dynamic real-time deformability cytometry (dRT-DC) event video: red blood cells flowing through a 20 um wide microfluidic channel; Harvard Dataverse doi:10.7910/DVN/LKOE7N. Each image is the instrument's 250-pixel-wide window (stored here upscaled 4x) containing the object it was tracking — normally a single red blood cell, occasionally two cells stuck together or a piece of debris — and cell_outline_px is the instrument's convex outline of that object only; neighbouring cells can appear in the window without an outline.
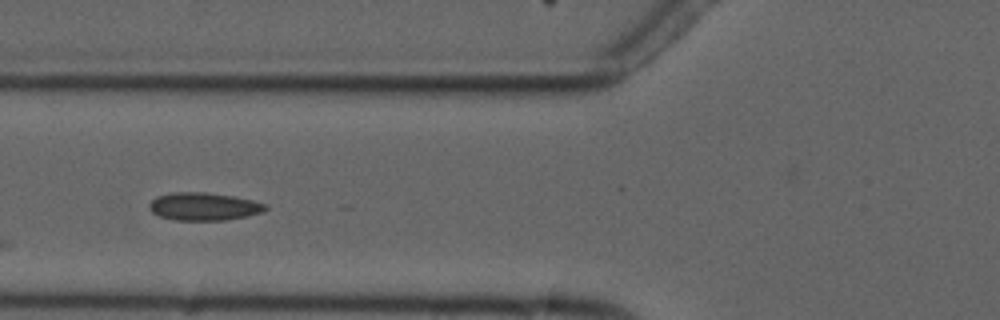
{"species": "common noctule bat (a hibernating species)", "species_latin": "Nyctalus noctula", "temperature_condition": "cold", "stored_images_in_passage": 10, "camera_frame_rate_fps": 3000, "um_per_image_px": 0.085, "animal": {"sex": "male", "forearm_length_mm": 52.5}, "frame": {"image": 1, "passage_image": 5, "time_ms": 5.667, "image_size_px": [1000, 320], "cell_outline_px": [[268, 208], [264, 212], [224, 220], [172, 220], [160, 216], [152, 212], [148, 208], [148, 204], [156, 196], [176, 192], [204, 192], [232, 196], [252, 200], [268, 204]], "centroid_in_image_um": [17.31, 17.55], "position_along_channel_um": 108.5, "area_um2": 18.84}}
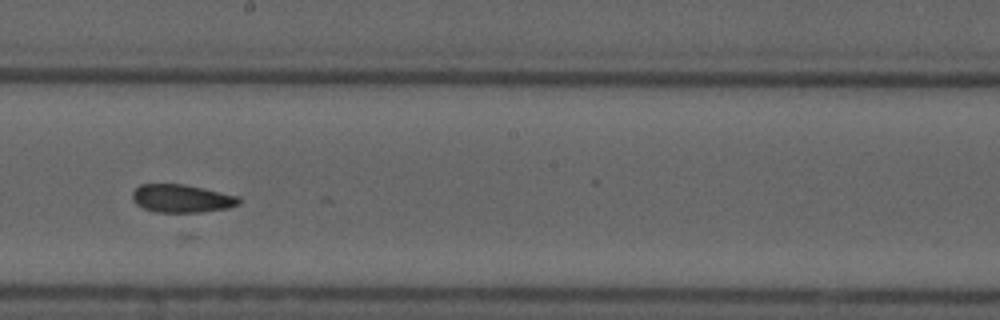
{"frame": {"image": 2, "passage_image": 8, "time_ms": 9.0, "image_size_px": [1000, 320], "cell_outline_px": [[240, 204], [228, 208], [200, 212], [156, 212], [144, 208], [136, 204], [132, 196], [132, 192], [140, 184], [184, 184], [240, 196]], "centroid_in_image_um": [15.46, 16.87], "position_along_channel_um": 232.7, "area_um2": 17.4}}